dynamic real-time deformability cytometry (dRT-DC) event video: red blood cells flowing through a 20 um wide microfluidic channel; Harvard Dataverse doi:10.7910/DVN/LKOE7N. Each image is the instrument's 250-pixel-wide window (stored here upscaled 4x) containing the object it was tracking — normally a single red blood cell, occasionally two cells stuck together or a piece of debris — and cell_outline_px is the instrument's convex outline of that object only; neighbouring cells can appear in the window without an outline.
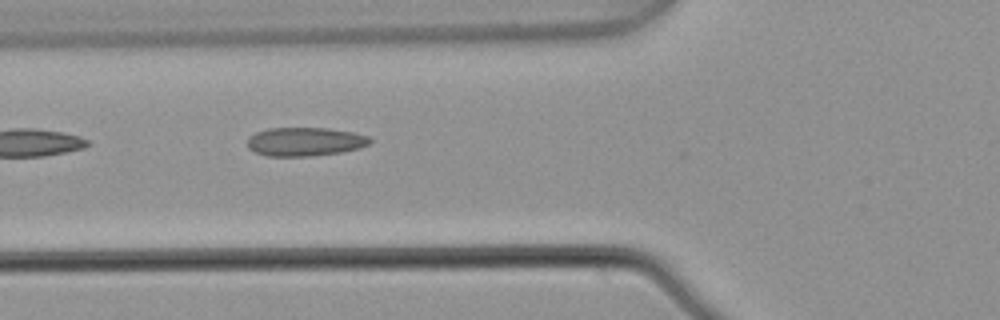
{"species": "common noctule bat (a hibernating species)", "species_latin": "Nyctalus noctula", "temperature_condition": "warm", "stored_images_in_passage": 4, "camera_frame_rate_fps": 3000, "um_per_image_px": 0.085, "animal": {"sex": "male", "body_mass_g": 21.5, "forearm_length_mm": 52.0}, "frame": {"image": 1, "passage_image": 4, "time_ms": 1.0, "image_size_px": [1000, 320], "cell_outline_px": [[372, 140], [368, 144], [360, 148], [340, 152], [312, 156], [268, 156], [256, 152], [248, 148], [248, 136], [256, 132], [268, 128], [328, 128], [352, 132], [368, 136]], "centroid_in_image_um": [25.91, 12.04], "position_along_channel_um": 99.9, "area_um2": 20.46}}